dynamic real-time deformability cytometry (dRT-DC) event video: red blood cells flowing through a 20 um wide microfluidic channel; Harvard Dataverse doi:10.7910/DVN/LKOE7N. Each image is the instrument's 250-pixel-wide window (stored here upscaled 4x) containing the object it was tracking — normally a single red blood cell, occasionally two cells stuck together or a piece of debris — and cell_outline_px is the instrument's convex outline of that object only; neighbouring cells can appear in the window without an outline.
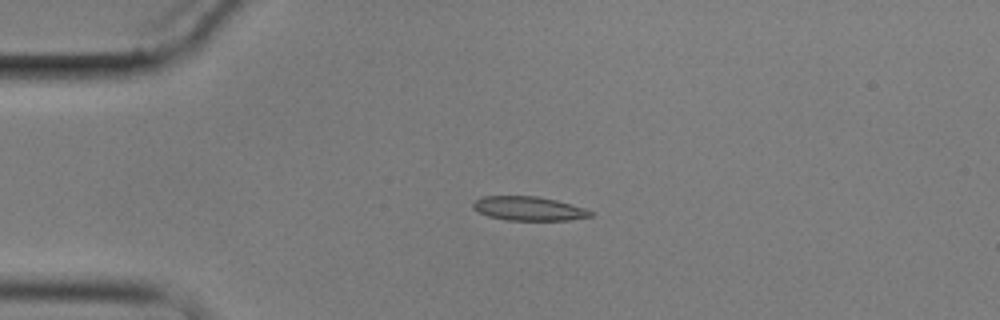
{"species": "common noctule bat (a hibernating species)", "species_latin": "Nyctalus noctula", "temperature_condition": "cold", "stored_images_in_passage": 5, "camera_frame_rate_fps": 3000, "um_per_image_px": 0.085, "animal": {"sex": "male", "body_mass_g": 17.9}, "frame": {"image": 1, "passage_image": 4, "time_ms": 3.667, "image_size_px": [1000, 320], "cell_outline_px": [[592, 216], [568, 220], [508, 220], [488, 216], [472, 208], [472, 204], [480, 196], [536, 196], [556, 200], [584, 208], [592, 212]], "centroid_in_image_um": [44.9, 17.72], "position_along_channel_um": 40.1, "area_um2": 16.3}}